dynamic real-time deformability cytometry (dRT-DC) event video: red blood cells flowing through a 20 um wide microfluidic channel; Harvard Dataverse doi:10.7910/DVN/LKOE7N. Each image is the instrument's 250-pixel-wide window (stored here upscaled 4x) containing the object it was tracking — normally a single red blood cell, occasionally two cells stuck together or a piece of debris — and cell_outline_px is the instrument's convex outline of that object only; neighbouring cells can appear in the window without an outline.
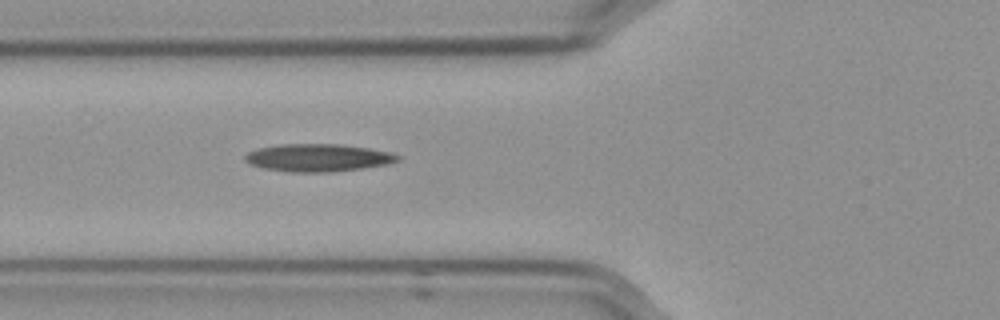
{"species": "Egyptian fruit bat (a non-hibernating species)", "species_latin": "Rousettus aegyptiacus", "temperature_condition": "cold", "stored_images_in_passage": 34, "camera_frame_rate_fps": 3000, "um_per_image_px": 0.085, "frame": {"image": 1, "passage_image": 6, "time_ms": 1.667, "image_size_px": [1000, 320], "cell_outline_px": [[400, 160], [388, 164], [360, 168], [328, 172], [292, 172], [264, 168], [252, 164], [244, 160], [244, 156], [248, 152], [260, 148], [280, 144], [340, 144], [368, 148], [392, 152], [400, 156]], "centroid_in_image_um": [27.06, 13.4], "position_along_channel_um": 98.7, "area_um2": 24.39}}
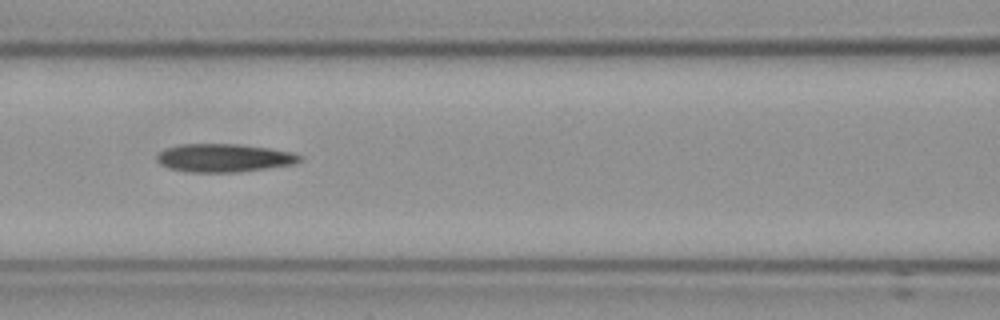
{"frame": {"image": 2, "passage_image": 10, "time_ms": 3.0, "image_size_px": [1000, 320], "cell_outline_px": [[304, 156], [300, 160], [292, 164], [236, 172], [192, 172], [168, 168], [160, 164], [156, 160], [156, 156], [160, 152], [168, 148], [180, 144], [240, 144], [272, 148], [296, 152]], "centroid_in_image_um": [19.07, 13.41], "position_along_channel_um": 147.5, "area_um2": 23.47}}